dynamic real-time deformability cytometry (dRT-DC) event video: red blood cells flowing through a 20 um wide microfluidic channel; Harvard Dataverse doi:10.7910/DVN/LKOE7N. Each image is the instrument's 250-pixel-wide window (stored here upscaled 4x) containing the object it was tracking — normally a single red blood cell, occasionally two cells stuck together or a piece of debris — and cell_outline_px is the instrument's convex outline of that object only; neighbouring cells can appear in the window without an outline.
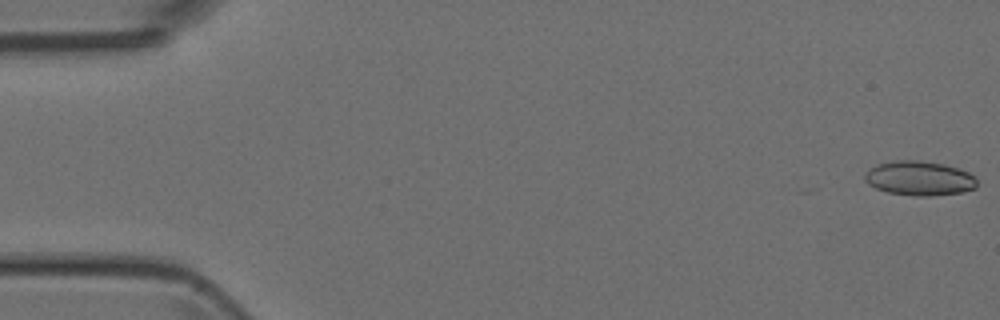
{"species": "Egyptian fruit bat (a non-hibernating species)", "species_latin": "Rousettus aegyptiacus", "temperature_condition": "room temperature", "stored_images_in_passage": 4, "camera_frame_rate_fps": 3000, "um_per_image_px": 0.085, "animal": {"sex": "female"}, "frame": {"image": 1, "passage_image": 1, "time_ms": 0.0, "image_size_px": [1000, 320], "cell_outline_px": [[976, 188], [960, 192], [932, 196], [912, 196], [888, 192], [876, 188], [868, 184], [864, 180], [864, 176], [868, 168], [876, 164], [892, 160], [916, 160], [944, 164], [960, 168], [976, 176]], "centroid_in_image_um": [78.12, 15.14], "position_along_channel_um": 6.9, "area_um2": 22.77}}
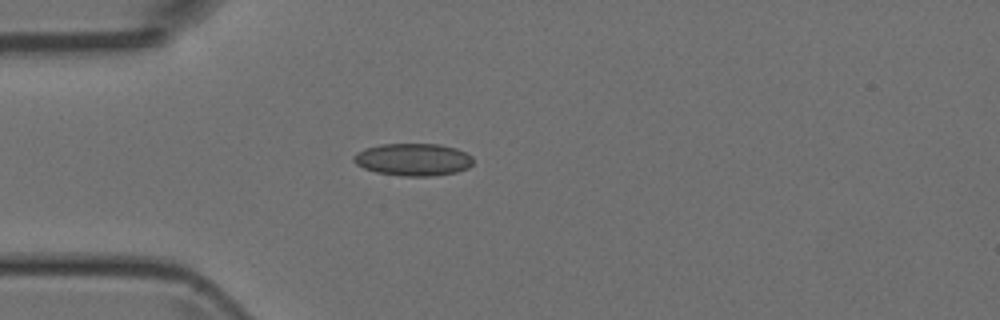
{"frame": {"image": 2, "passage_image": 4, "time_ms": 4.333, "image_size_px": [1000, 320], "cell_outline_px": [[472, 164], [468, 168], [456, 172], [432, 176], [400, 176], [376, 172], [364, 168], [356, 164], [352, 160], [352, 156], [356, 152], [364, 148], [380, 144], [440, 144], [456, 148], [472, 156]], "centroid_in_image_um": [35.08, 13.56], "position_along_channel_um": 49.9, "area_um2": 22.72}}